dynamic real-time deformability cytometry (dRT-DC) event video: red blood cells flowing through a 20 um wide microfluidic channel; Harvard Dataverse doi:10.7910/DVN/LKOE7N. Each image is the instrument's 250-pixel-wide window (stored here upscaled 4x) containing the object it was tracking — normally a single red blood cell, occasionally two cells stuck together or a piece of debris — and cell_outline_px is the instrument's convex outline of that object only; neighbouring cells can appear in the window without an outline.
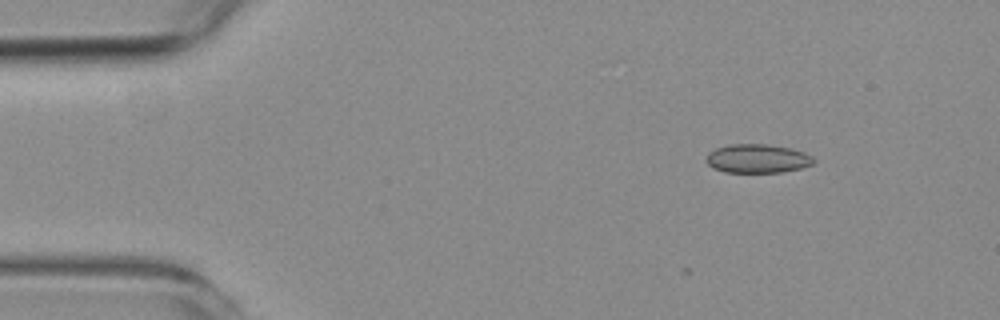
{"species": "common noctule bat (a hibernating species)", "species_latin": "Nyctalus noctula", "temperature_condition": "room temperature", "stored_images_in_passage": 5, "camera_frame_rate_fps": 3000, "um_per_image_px": 0.085, "animal": {"sex": "female", "body_mass_g": 19.3, "forearm_length_mm": 54.1}, "frame": {"image": 1, "passage_image": 1, "time_ms": 0.0, "image_size_px": [1000, 320], "cell_outline_px": [[816, 160], [812, 164], [800, 168], [784, 172], [724, 172], [712, 168], [708, 164], [708, 152], [716, 148], [728, 144], [768, 144], [788, 148], [804, 152], [812, 156]], "centroid_in_image_um": [64.38, 13.48], "position_along_channel_um": 20.6, "area_um2": 17.98}}